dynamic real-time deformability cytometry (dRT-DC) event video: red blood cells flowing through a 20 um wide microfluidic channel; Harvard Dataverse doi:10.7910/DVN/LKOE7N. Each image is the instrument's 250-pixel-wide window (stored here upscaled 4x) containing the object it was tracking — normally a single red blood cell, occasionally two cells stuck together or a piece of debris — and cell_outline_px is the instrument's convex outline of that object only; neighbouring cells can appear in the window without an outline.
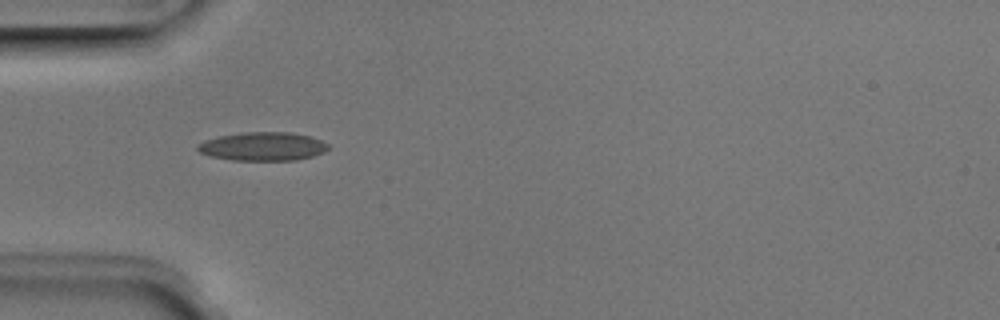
{"species": "Egyptian fruit bat (a non-hibernating species)", "species_latin": "Rousettus aegyptiacus", "temperature_condition": "room temperature", "stored_images_in_passage": 2, "camera_frame_rate_fps": 3000, "um_per_image_px": 0.085, "animal": {"sex": "male"}, "frame": {"image": 1, "passage_image": 2, "time_ms": 0.333, "image_size_px": [1000, 320], "cell_outline_px": [[328, 148], [324, 152], [312, 156], [296, 160], [232, 160], [208, 156], [200, 152], [196, 148], [196, 144], [204, 140], [220, 136], [240, 132], [292, 132], [312, 136], [328, 144]], "centroid_in_image_um": [22.31, 12.44], "position_along_channel_um": 62.7, "area_um2": 21.91}}